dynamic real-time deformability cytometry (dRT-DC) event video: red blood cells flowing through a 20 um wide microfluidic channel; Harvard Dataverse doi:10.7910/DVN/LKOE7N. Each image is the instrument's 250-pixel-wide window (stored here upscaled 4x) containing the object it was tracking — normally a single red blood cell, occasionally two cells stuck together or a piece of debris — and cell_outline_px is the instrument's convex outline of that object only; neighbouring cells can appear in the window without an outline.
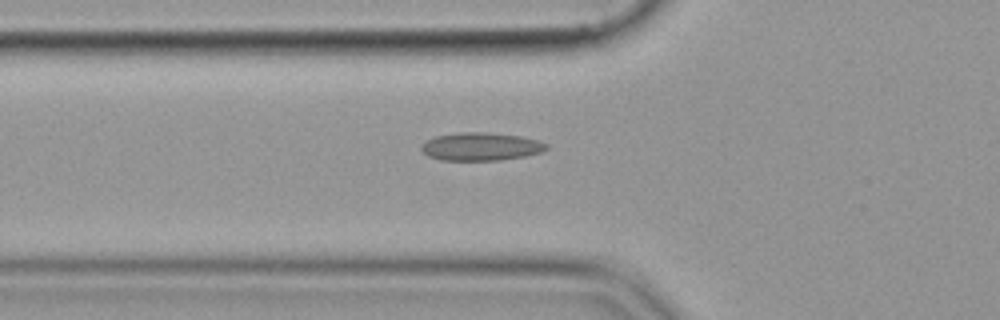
{"species": "common noctule bat (a hibernating species)", "species_latin": "Nyctalus noctula", "temperature_condition": "cold", "stored_images_in_passage": 45, "camera_frame_rate_fps": 3000, "um_per_image_px": 0.085, "animal": {"sex": "female", "body_mass_g": 19.9}, "frame": {"image": 1, "passage_image": 12, "time_ms": 3.667, "image_size_px": [1000, 320], "cell_outline_px": [[548, 148], [540, 152], [524, 156], [500, 160], [440, 160], [428, 156], [420, 148], [420, 144], [436, 136], [460, 132], [484, 132], [520, 136], [540, 140], [548, 144]], "centroid_in_image_um": [40.87, 12.45], "position_along_channel_um": 84.9, "area_um2": 20.4}}
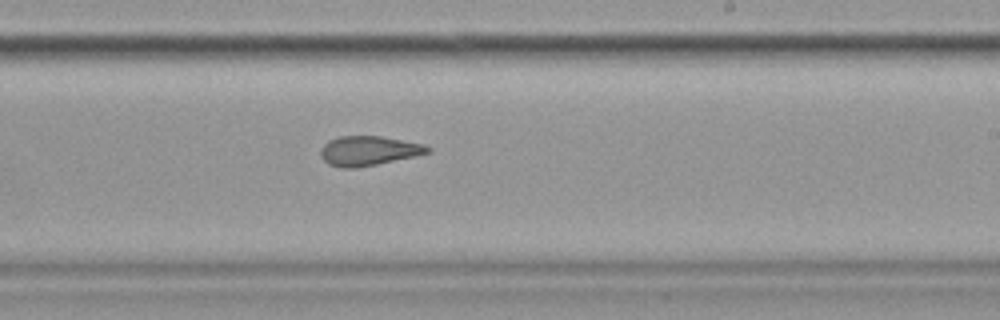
{"frame": {"image": 2, "passage_image": 26, "time_ms": 8.333, "image_size_px": [1000, 320], "cell_outline_px": [[432, 152], [416, 156], [356, 168], [340, 168], [328, 164], [320, 156], [320, 148], [328, 140], [340, 136], [380, 136], [424, 144], [432, 148]], "centroid_in_image_um": [31.32, 12.82], "position_along_channel_um": 257.7, "area_um2": 18.55}}
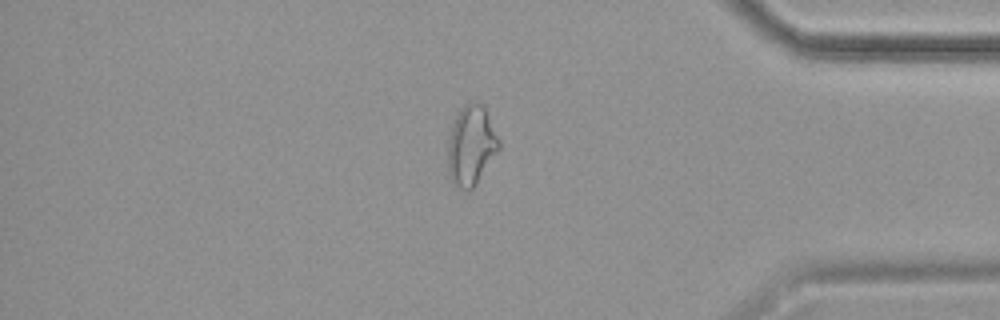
{"frame": {"image": 3, "passage_image": 39, "time_ms": 12.667, "image_size_px": [1000, 320], "cell_outline_px": [[500, 148], [476, 184], [468, 192], [460, 188], [452, 180], [448, 172], [448, 140], [452, 124], [460, 108], [468, 100], [476, 100], [484, 104], [488, 112], [500, 140]], "centroid_in_image_um": [40.07, 12.29], "position_along_channel_um": 395.1, "area_um2": 24.1}}